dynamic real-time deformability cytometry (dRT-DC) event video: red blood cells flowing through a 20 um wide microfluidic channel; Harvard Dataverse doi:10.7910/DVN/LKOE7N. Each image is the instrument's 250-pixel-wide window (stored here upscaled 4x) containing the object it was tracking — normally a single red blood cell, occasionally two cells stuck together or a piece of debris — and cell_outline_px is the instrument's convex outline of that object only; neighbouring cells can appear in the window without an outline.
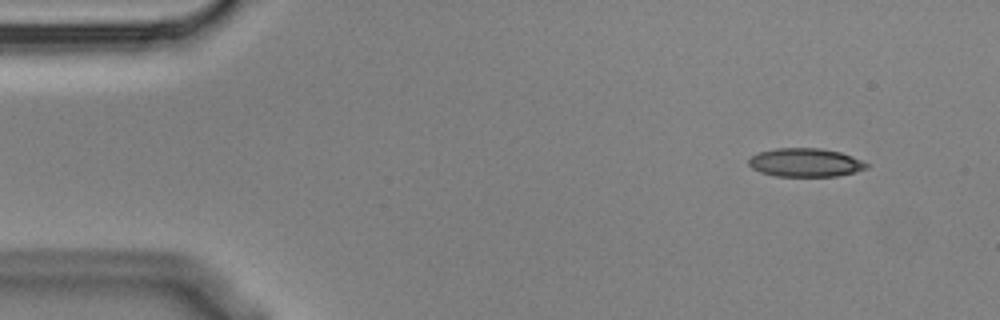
{"species": "Egyptian fruit bat (a non-hibernating species)", "species_latin": "Rousettus aegyptiacus", "temperature_condition": "cold", "stored_images_in_passage": 5, "segment_of_instrument_passage": [1, 2], "camera_frame_rate_fps": 3000, "um_per_image_px": 0.085, "animal": {"sex": "male"}, "frame": {"image": 1, "passage_image": 1, "time_ms": 0.0, "image_size_px": [1000, 320], "cell_outline_px": [[868, 168], [856, 172], [836, 176], [776, 176], [760, 172], [752, 168], [748, 164], [748, 160], [752, 156], [760, 152], [776, 148], [820, 148], [840, 152], [852, 156], [868, 164]], "centroid_in_image_um": [68.46, 13.82], "position_along_channel_um": 16.5, "area_um2": 19.54}}
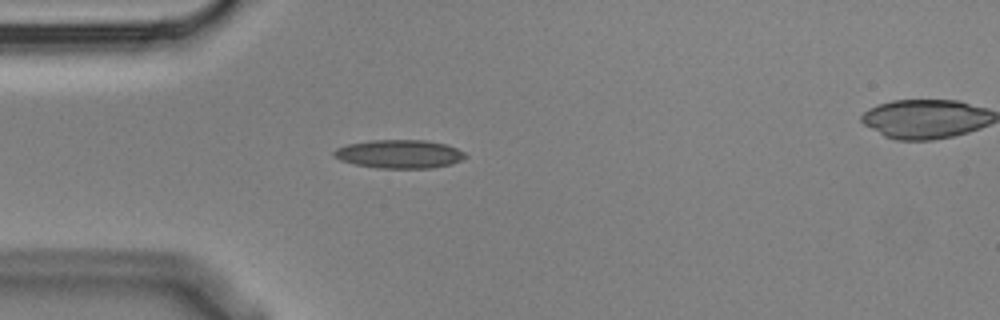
{"frame": {"image": 2, "passage_image": 4, "time_ms": 1.0, "image_size_px": [1000, 320], "cell_outline_px": [[468, 156], [452, 164], [432, 168], [380, 168], [356, 164], [340, 160], [332, 152], [336, 148], [348, 144], [368, 140], [424, 140], [448, 144], [464, 152]], "centroid_in_image_um": [33.97, 13.08], "position_along_channel_um": 51.0, "area_um2": 21.79}}